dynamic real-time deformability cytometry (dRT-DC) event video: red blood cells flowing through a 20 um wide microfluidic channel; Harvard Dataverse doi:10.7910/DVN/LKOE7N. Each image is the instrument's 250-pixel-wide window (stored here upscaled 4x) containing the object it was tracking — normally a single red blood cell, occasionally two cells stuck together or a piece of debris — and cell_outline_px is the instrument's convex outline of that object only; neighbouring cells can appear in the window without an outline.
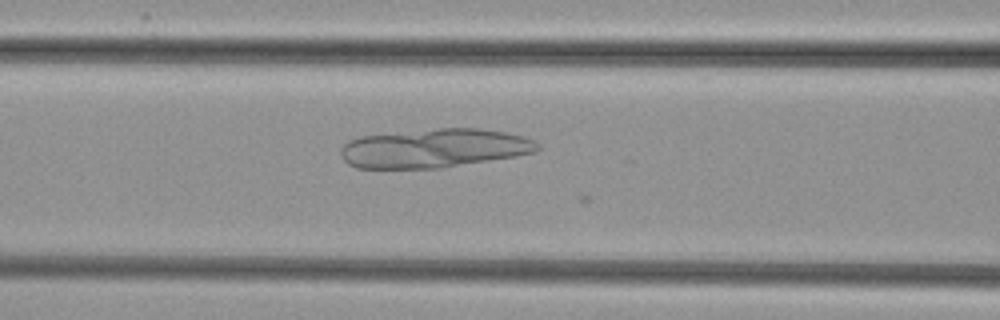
{"species": "common noctule bat (a hibernating species)", "species_latin": "Nyctalus noctula", "temperature_condition": "cold", "stored_images_in_passage": 10, "camera_frame_rate_fps": 3000, "um_per_image_px": 0.085, "animal": {"sex": "female", "body_mass_g": 29.2, "forearm_length_mm": 56.3}, "frame": {"image": 1, "passage_image": 9, "time_ms": 2.667, "image_size_px": [1000, 320], "cell_outline_px": [[540, 148], [536, 152], [516, 156], [440, 168], [356, 168], [348, 164], [340, 156], [340, 148], [348, 140], [360, 136], [440, 128], [480, 128], [504, 132], [520, 136], [532, 140], [540, 144]], "centroid_in_image_um": [36.88, 12.6], "position_along_channel_um": 129.7, "area_um2": 44.56}}